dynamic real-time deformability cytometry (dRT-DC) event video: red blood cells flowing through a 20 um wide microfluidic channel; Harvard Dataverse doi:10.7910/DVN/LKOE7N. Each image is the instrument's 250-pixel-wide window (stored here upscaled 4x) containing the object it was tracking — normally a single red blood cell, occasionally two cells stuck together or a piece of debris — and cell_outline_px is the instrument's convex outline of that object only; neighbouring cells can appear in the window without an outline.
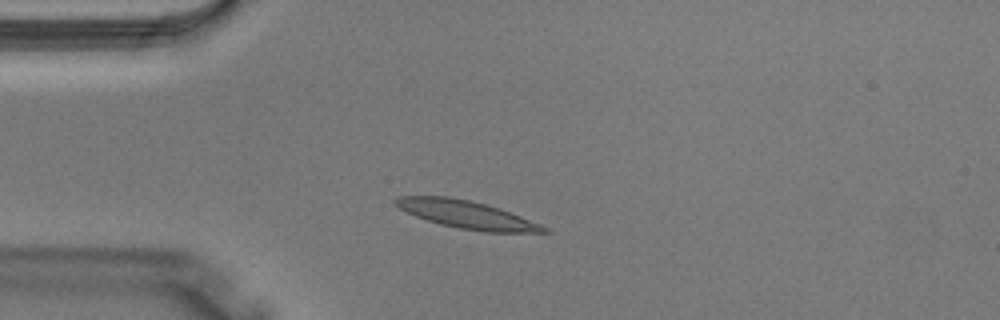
{"species": "Egyptian fruit bat (a non-hibernating species)", "species_latin": "Rousettus aegyptiacus", "temperature_condition": "warm", "stored_images_in_passage": 2, "camera_frame_rate_fps": 3000, "um_per_image_px": 0.085, "animal": {"sex": "male"}, "frame": {"image": 1, "passage_image": 2, "time_ms": 0.333, "image_size_px": [1000, 320], "cell_outline_px": [[552, 232], [484, 232], [460, 228], [440, 224], [416, 216], [392, 204], [392, 200], [396, 196], [448, 196], [488, 204], [500, 208], [540, 224], [548, 228]], "centroid_in_image_um": [39.65, 18.23], "position_along_channel_um": 45.4, "area_um2": 23.93}}